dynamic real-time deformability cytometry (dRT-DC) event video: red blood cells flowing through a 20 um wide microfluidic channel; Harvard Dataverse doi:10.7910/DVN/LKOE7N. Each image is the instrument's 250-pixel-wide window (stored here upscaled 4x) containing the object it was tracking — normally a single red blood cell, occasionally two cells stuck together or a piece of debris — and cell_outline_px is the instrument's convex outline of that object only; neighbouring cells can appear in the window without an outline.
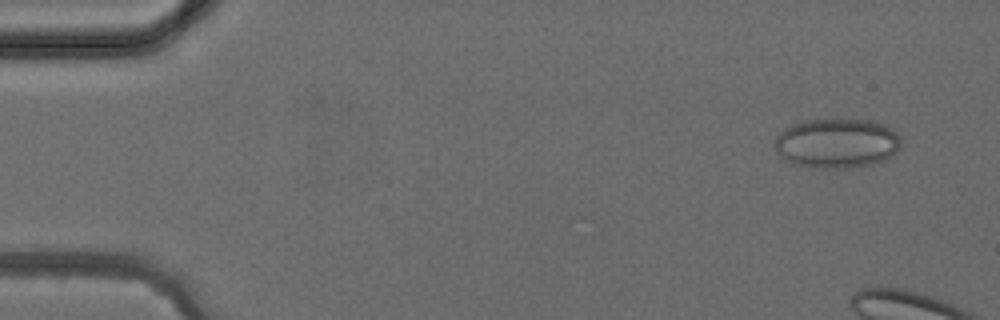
{"species": "common noctule bat (a hibernating species)", "species_latin": "Nyctalus noctula", "temperature_condition": "cold", "stored_images_in_passage": 3, "camera_frame_rate_fps": 3000, "um_per_image_px": 0.085, "animal": {"sex": "female", "body_mass_g": 24.6, "forearm_length_mm": 56.2}, "frame": {"image": 1, "passage_image": 1, "time_ms": 0.0, "image_size_px": [1000, 320], "cell_outline_px": [[900, 148], [896, 152], [884, 160], [872, 164], [844, 168], [816, 168], [796, 164], [784, 160], [776, 152], [772, 144], [776, 136], [784, 128], [804, 120], [872, 120], [884, 124], [892, 128], [900, 136]], "centroid_in_image_um": [71.11, 12.18], "position_along_channel_um": 13.9, "area_um2": 36.76}}